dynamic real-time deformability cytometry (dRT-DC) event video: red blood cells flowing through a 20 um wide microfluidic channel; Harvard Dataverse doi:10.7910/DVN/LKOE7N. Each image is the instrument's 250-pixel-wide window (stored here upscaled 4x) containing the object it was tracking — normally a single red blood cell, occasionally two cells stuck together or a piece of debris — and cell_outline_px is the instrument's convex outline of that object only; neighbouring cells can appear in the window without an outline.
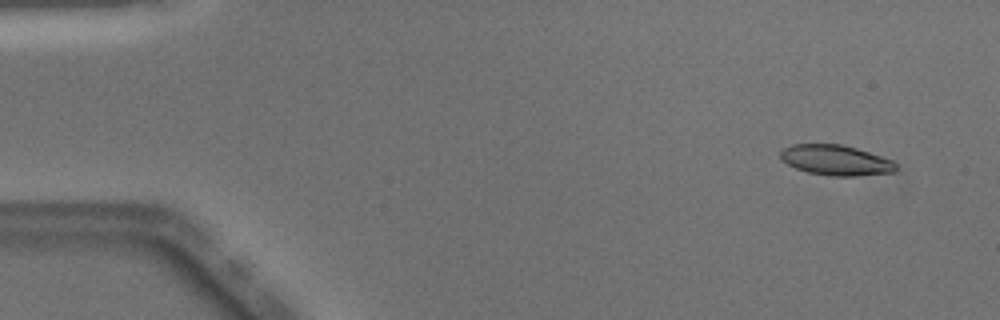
{"species": "Egyptian fruit bat (a non-hibernating species)", "species_latin": "Rousettus aegyptiacus", "temperature_condition": "warm", "stored_images_in_passage": 10, "camera_frame_rate_fps": 3000, "um_per_image_px": 0.085, "animal": {"sex": "male"}, "frame": {"image": 1, "passage_image": 4, "time_ms": 1.0, "image_size_px": [1000, 320], "cell_outline_px": [[896, 172], [856, 176], [832, 176], [808, 172], [796, 168], [780, 160], [780, 152], [784, 148], [792, 144], [840, 144], [856, 148], [892, 160], [896, 164]], "centroid_in_image_um": [71.03, 13.62], "position_along_channel_um": 14.0, "area_um2": 20.35}}